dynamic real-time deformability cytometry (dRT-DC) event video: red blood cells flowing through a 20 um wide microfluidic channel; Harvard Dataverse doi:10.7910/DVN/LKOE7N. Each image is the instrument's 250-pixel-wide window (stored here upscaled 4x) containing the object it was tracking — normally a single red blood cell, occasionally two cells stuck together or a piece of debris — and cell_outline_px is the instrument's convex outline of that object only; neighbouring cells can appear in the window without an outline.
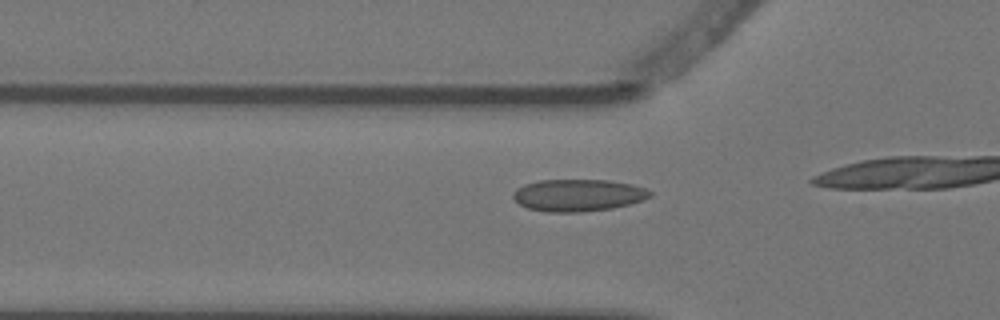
{"species": "Egyptian fruit bat (a non-hibernating species)", "species_latin": "Rousettus aegyptiacus", "temperature_condition": "warm", "stored_images_in_passage": 3, "camera_frame_rate_fps": 3000, "um_per_image_px": 0.085, "animal": {"sex": "female"}, "frame": {"image": 1, "passage_image": 3, "time_ms": 0.667, "image_size_px": [1000, 320], "cell_outline_px": [[652, 196], [644, 200], [612, 208], [580, 212], [544, 212], [528, 208], [520, 204], [512, 196], [512, 192], [516, 188], [524, 184], [540, 180], [608, 180], [632, 184], [648, 188], [652, 192]], "centroid_in_image_um": [49.15, 16.59], "position_along_channel_um": 76.6, "area_um2": 25.78}}